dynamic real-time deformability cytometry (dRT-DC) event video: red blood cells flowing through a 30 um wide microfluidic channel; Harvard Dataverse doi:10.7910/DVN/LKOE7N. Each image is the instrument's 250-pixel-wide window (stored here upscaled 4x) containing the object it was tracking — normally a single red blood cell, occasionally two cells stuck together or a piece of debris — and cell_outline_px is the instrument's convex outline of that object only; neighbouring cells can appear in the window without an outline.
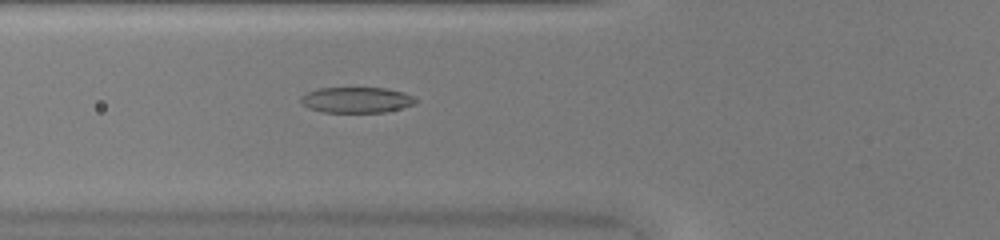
{"species": "common noctule bat (a hibernating species)", "species_latin": "Nyctalus noctula", "temperature_condition": "warm", "stored_images_in_passage": 35, "camera_frame_rate_fps": 3000, "um_per_image_px": 0.085, "animal": {"sex": "female", "body_mass_g": 20.0, "forearm_length_mm": 54.0}, "frame": {"image": 1, "passage_image": 8, "time_ms": 2.333, "image_size_px": [1000, 240], "cell_outline_px": [[416, 104], [384, 112], [320, 112], [308, 108], [300, 100], [300, 96], [308, 92], [320, 88], [384, 88], [404, 92], [412, 96], [416, 100]], "centroid_in_image_um": [30.29, 8.5], "position_along_channel_um": 95.5, "area_um2": 17.11}}
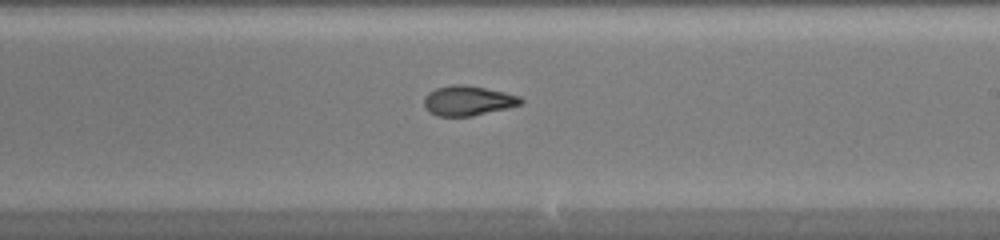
{"frame": {"image": 2, "passage_image": 19, "time_ms": 6.0, "image_size_px": [1000, 240], "cell_outline_px": [[524, 100], [520, 104], [508, 108], [472, 116], [436, 116], [428, 112], [424, 108], [424, 96], [428, 92], [436, 88], [452, 84], [464, 84], [504, 92], [520, 96]], "centroid_in_image_um": [39.73, 8.56], "position_along_channel_um": 249.3, "area_um2": 16.94}}
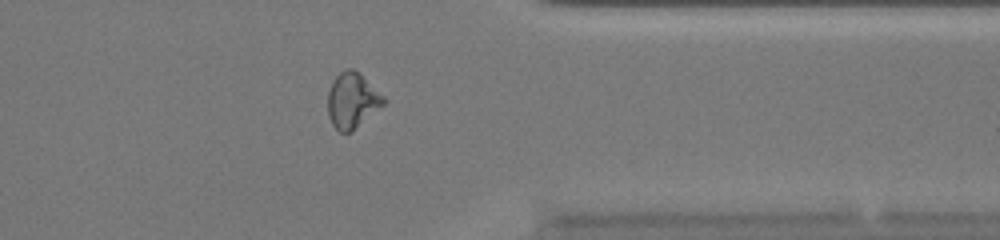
{"frame": {"image": 3, "passage_image": 29, "time_ms": 9.333, "image_size_px": [1000, 240], "cell_outline_px": [[388, 100], [384, 104], [352, 132], [340, 132], [332, 124], [328, 116], [328, 92], [332, 80], [340, 72], [348, 68], [352, 68], [360, 72]], "centroid_in_image_um": [29.95, 8.52], "position_along_channel_um": 381.5, "area_um2": 18.21}}